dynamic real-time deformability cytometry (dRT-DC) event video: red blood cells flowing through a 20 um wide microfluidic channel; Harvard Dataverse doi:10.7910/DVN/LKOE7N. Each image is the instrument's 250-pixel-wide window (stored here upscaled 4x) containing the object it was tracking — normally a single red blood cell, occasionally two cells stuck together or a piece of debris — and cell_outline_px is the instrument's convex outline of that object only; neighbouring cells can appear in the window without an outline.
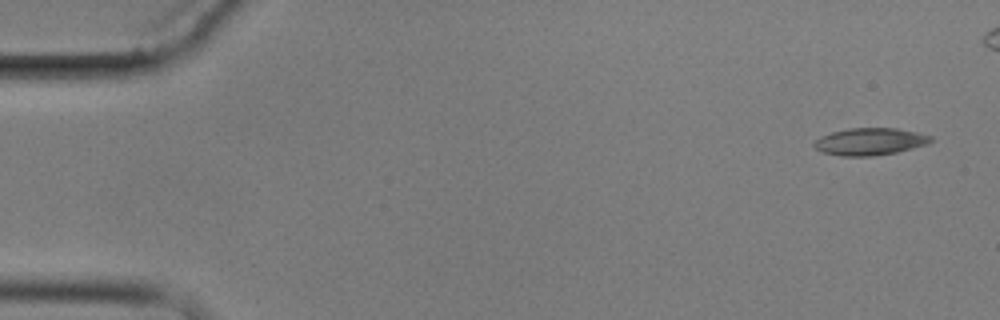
{"species": "common noctule bat (a hibernating species)", "species_latin": "Nyctalus noctula", "temperature_condition": "cold", "stored_images_in_passage": 6, "camera_frame_rate_fps": 3000, "um_per_image_px": 0.085, "animal": {"sex": "male", "body_mass_g": 17.9}, "frame": {"image": 1, "passage_image": 1, "time_ms": 0.0, "image_size_px": [1000, 320], "cell_outline_px": [[932, 140], [928, 144], [896, 152], [872, 156], [840, 156], [824, 152], [816, 148], [812, 144], [820, 136], [832, 132], [848, 128], [896, 128], [916, 132], [932, 136]], "centroid_in_image_um": [73.94, 12.03], "position_along_channel_um": 11.1, "area_um2": 18.38}}
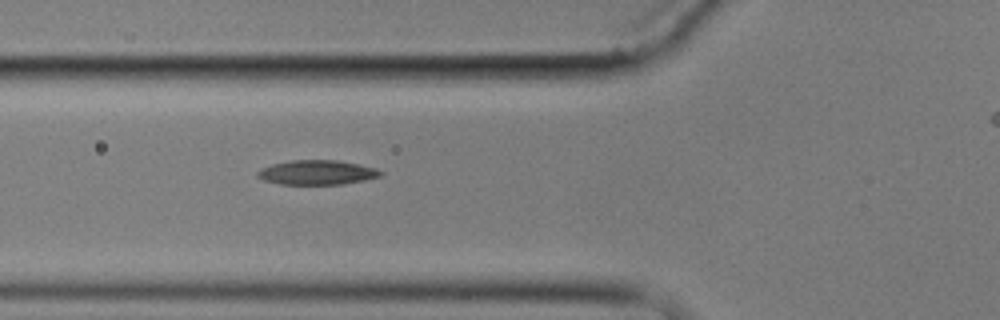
{"frame": {"image": 2, "passage_image": 5, "time_ms": 6.0, "image_size_px": [1000, 320], "cell_outline_px": [[384, 172], [380, 176], [364, 180], [344, 184], [280, 184], [264, 180], [256, 176], [256, 172], [260, 168], [272, 164], [292, 160], [336, 160], [376, 168]], "centroid_in_image_um": [26.92, 14.66], "position_along_channel_um": 98.9, "area_um2": 17.51}}